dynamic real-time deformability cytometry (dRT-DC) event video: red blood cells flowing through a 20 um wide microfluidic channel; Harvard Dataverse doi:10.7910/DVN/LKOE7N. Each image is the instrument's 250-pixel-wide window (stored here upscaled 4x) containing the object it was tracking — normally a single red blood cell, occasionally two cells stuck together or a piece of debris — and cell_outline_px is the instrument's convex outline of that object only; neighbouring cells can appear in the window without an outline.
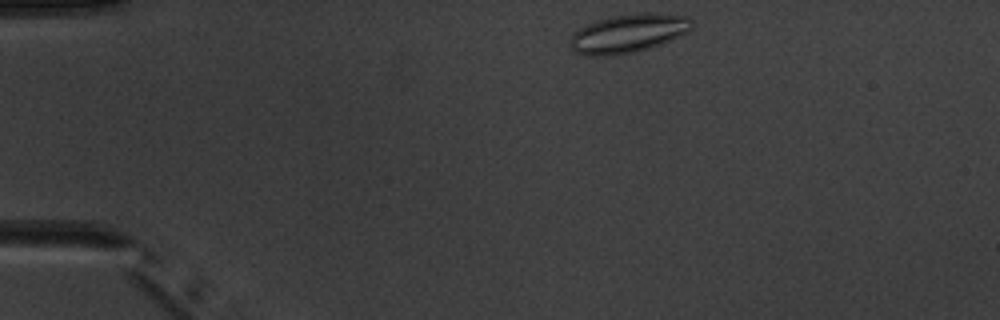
{"species": "common noctule bat (a hibernating species)", "species_latin": "Nyctalus noctula", "temperature_condition": "warm", "stored_images_in_passage": 3, "camera_frame_rate_fps": 3000, "um_per_image_px": 0.085, "animal": {"sex": "male", "body_mass_g": 20.1, "forearm_length_mm": 53.5}, "frame": {"image": 1, "passage_image": 1, "time_ms": 0.0, "image_size_px": [1000, 320], "cell_outline_px": [[692, 28], [688, 32], [660, 44], [648, 48], [616, 56], [588, 56], [576, 52], [572, 48], [572, 32], [596, 20], [612, 16], [644, 12], [648, 12], [688, 16], [692, 20]], "centroid_in_image_um": [53.42, 2.83], "position_along_channel_um": 31.6, "area_um2": 27.28}}
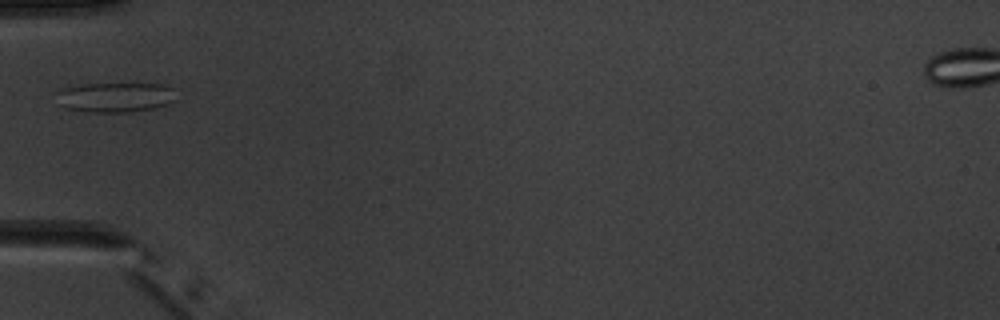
{"frame": {"image": 2, "passage_image": 3, "time_ms": 2.667, "image_size_px": [1000, 320], "cell_outline_px": [[176, 100], [168, 104], [156, 108], [128, 112], [88, 112], [64, 108], [60, 104], [56, 92], [64, 88], [84, 84], [160, 84], [172, 88]], "centroid_in_image_um": [9.8, 8.28], "position_along_channel_um": 75.2, "area_um2": 20.75}}